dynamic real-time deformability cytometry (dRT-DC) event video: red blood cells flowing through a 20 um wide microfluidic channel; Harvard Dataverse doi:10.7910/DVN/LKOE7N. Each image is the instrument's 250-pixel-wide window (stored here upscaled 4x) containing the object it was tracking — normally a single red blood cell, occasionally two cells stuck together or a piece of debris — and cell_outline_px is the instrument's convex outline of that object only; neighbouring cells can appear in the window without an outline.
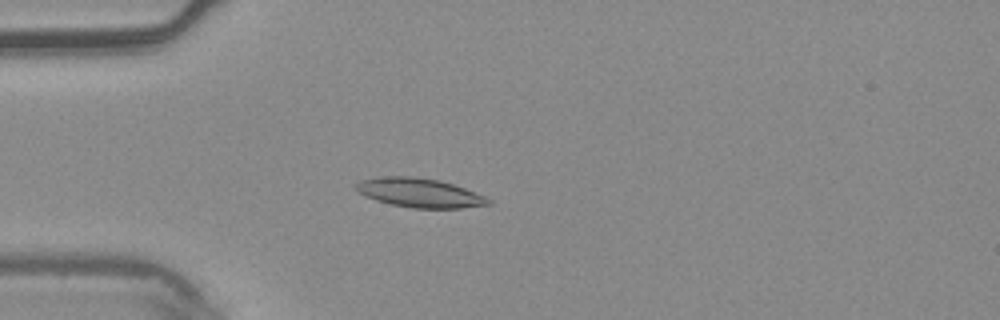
{"species": "common noctule bat (a hibernating species)", "species_latin": "Nyctalus noctula", "temperature_condition": "warm", "stored_images_in_passage": 5, "camera_frame_rate_fps": 3000, "um_per_image_px": 0.085, "animal": {"sex": "male", "body_mass_g": 20.4}, "frame": {"image": 1, "passage_image": 5, "time_ms": 1.333, "image_size_px": [1000, 320], "cell_outline_px": [[492, 204], [460, 208], [412, 208], [392, 204], [376, 200], [364, 196], [356, 192], [352, 188], [352, 184], [360, 180], [384, 176], [412, 176], [440, 180], [464, 188], [484, 196], [492, 200]], "centroid_in_image_um": [35.59, 16.38], "position_along_channel_um": 49.4, "area_um2": 22.66}}